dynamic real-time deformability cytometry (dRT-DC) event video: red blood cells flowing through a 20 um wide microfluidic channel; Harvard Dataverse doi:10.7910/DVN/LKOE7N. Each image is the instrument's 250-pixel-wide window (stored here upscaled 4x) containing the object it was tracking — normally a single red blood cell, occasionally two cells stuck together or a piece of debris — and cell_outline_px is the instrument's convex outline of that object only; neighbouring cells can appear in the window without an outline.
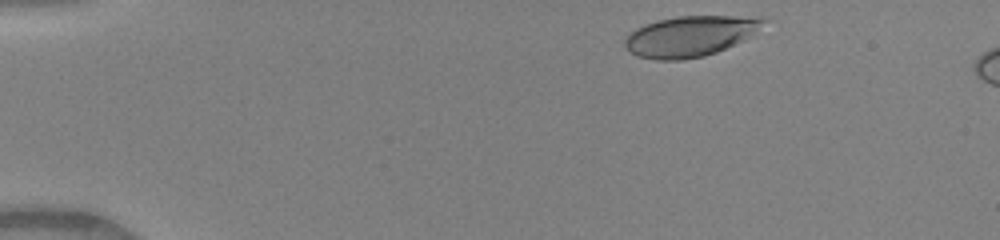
{"species": "human", "species_latin": "Homo sapiens", "temperature_condition": "warm", "stored_images_in_passage": 20, "camera_frame_rate_fps": 3000, "um_per_image_px": 0.085, "donor": {"sex": "female"}, "frame": {"image": 1, "passage_image": 1, "time_ms": 0.0, "image_size_px": [1000, 240], "cell_outline_px": [[768, 20], [752, 36], [744, 40], [716, 52], [704, 56], [680, 60], [656, 60], [636, 56], [624, 48], [624, 40], [628, 32], [644, 24], [676, 16], [732, 16]], "centroid_in_image_um": [58.59, 3.09], "position_along_channel_um": 26.4, "area_um2": 32.71}}
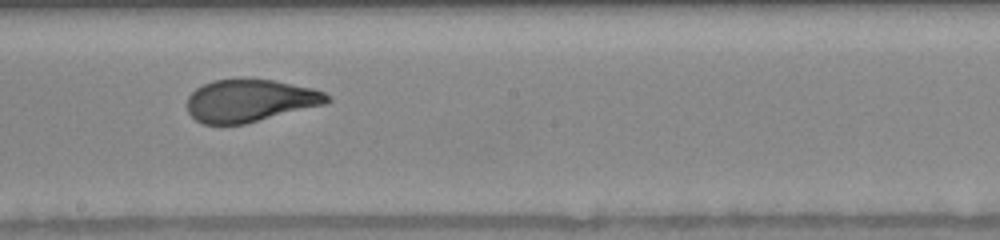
{"frame": {"image": 2, "passage_image": 11, "time_ms": 3.333, "image_size_px": [1000, 240], "cell_outline_px": [[332, 100], [324, 104], [244, 124], [204, 124], [196, 120], [188, 112], [188, 96], [196, 88], [212, 80], [276, 80], [312, 88], [324, 92], [332, 96]], "centroid_in_image_um": [21.27, 8.56], "position_along_channel_um": 226.9, "area_um2": 34.28}}
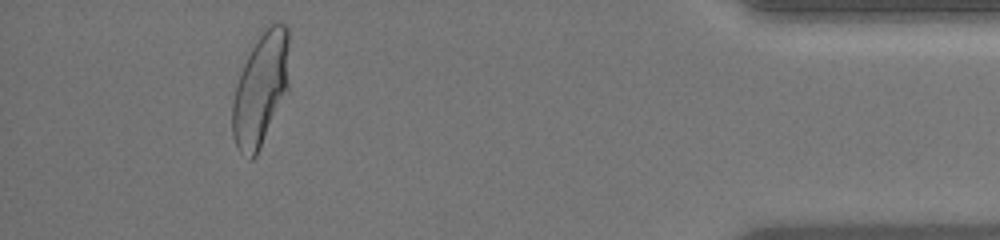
{"frame": {"image": 3, "passage_image": 19, "time_ms": 6.0, "image_size_px": [1000, 240], "cell_outline_px": [[288, 92], [256, 156], [252, 160], [248, 160], [236, 148], [232, 136], [232, 100], [244, 52], [268, 24], [284, 24], [288, 28]], "centroid_in_image_um": [22.11, 7.56], "position_along_channel_um": 413.1, "area_um2": 38.61}}